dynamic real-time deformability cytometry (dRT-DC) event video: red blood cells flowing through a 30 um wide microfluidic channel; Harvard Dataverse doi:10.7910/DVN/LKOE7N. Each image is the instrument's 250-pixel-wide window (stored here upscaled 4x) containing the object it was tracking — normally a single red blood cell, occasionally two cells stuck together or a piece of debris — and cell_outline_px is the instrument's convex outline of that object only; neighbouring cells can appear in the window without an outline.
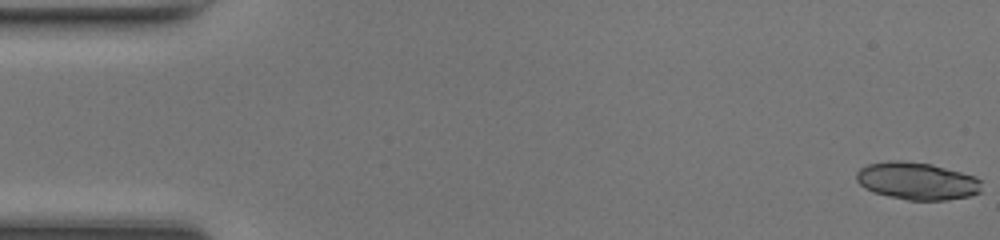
{"species": "common noctule bat (a hibernating species)", "species_latin": "Nyctalus noctula", "temperature_condition": "room temperature", "stored_images_in_passage": 48, "segment_of_instrument_passage": [1, 2], "camera_frame_rate_fps": 3000, "um_per_image_px": 0.085, "animal": {"sex": "female", "body_mass_g": 17.0, "forearm_length_mm": 48.0}, "frame": {"image": 1, "passage_image": 1, "time_ms": 0.0, "image_size_px": [1000, 240], "cell_outline_px": [[980, 192], [968, 196], [944, 200], [908, 200], [888, 196], [872, 192], [864, 188], [856, 180], [856, 172], [860, 168], [868, 164], [888, 160], [900, 160], [932, 164], [976, 176], [980, 180]], "centroid_in_image_um": [77.91, 15.37], "position_along_channel_um": 7.1, "area_um2": 27.4}}